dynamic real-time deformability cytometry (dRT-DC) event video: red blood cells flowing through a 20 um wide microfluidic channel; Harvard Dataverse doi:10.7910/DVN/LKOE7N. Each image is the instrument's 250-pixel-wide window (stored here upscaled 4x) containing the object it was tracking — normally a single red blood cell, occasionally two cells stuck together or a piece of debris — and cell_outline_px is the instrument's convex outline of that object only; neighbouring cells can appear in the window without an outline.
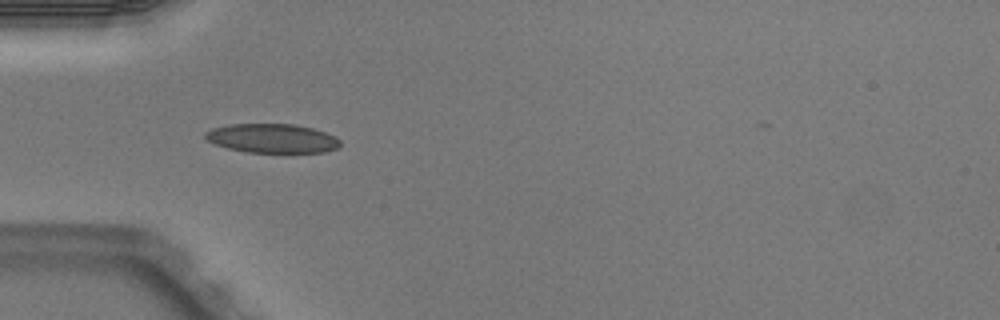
{"species": "Egyptian fruit bat (a non-hibernating species)", "species_latin": "Rousettus aegyptiacus", "temperature_condition": "warm", "stored_images_in_passage": 6, "camera_frame_rate_fps": 3000, "um_per_image_px": 0.085, "animal": {"sex": "male"}, "frame": {"image": 1, "passage_image": 5, "time_ms": 1.333, "image_size_px": [1000, 320], "cell_outline_px": [[340, 144], [336, 148], [324, 152], [248, 152], [228, 148], [216, 144], [208, 140], [204, 136], [204, 132], [212, 128], [232, 124], [292, 124], [312, 128], [336, 136], [340, 140]], "centroid_in_image_um": [23.13, 11.75], "position_along_channel_um": 61.9, "area_um2": 22.66}}